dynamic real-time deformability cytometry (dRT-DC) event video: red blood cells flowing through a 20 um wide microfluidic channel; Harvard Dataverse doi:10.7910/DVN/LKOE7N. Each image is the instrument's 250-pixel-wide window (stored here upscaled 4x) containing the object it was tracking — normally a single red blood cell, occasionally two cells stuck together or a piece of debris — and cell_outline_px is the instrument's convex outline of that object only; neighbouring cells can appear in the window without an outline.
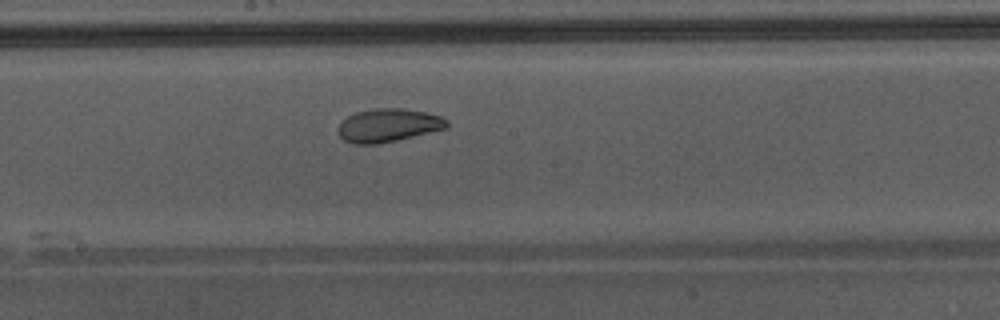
{"species": "Egyptian fruit bat (a non-hibernating species)", "species_latin": "Rousettus aegyptiacus", "temperature_condition": "warm", "stored_images_in_passage": 24, "camera_frame_rate_fps": 3000, "um_per_image_px": 0.085, "animal": {"sex": "male"}, "frame": {"image": 1, "passage_image": 16, "time_ms": 5.0, "image_size_px": [1000, 320], "cell_outline_px": [[448, 128], [396, 140], [376, 144], [356, 144], [344, 140], [336, 132], [336, 128], [348, 116], [356, 112], [376, 108], [404, 108], [424, 112], [440, 116], [448, 120]], "centroid_in_image_um": [32.99, 10.65], "position_along_channel_um": 215.2, "area_um2": 21.04}}